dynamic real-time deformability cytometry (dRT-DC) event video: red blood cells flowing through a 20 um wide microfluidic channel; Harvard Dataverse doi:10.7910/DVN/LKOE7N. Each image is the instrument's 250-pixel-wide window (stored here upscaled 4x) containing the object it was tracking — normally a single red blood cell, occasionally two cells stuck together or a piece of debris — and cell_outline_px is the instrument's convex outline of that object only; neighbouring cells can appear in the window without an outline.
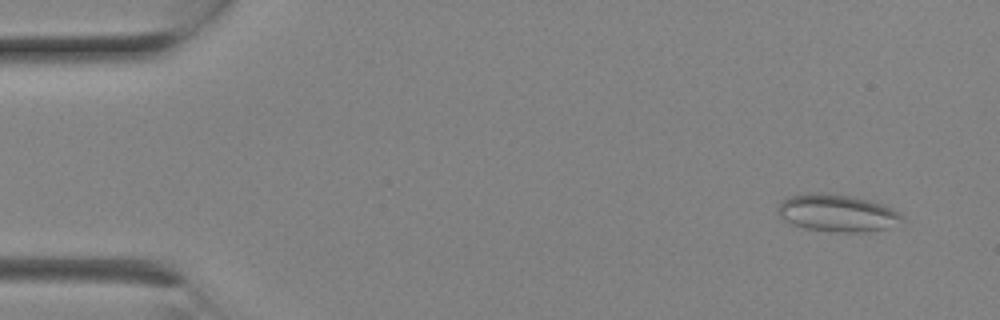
{"species": "Egyptian fruit bat (a non-hibernating species)", "species_latin": "Rousettus aegyptiacus", "temperature_condition": "room temperature", "stored_images_in_passage": 9, "camera_frame_rate_fps": 3000, "um_per_image_px": 0.085, "animal": {"sex": "female"}, "frame": {"image": 1, "passage_image": 2, "time_ms": 0.333, "image_size_px": [1000, 320], "cell_outline_px": [[904, 216], [884, 228], [864, 232], [836, 232], [804, 228], [792, 224], [784, 220], [776, 212], [776, 208], [780, 200], [788, 196], [808, 192], [824, 192], [852, 196], [872, 200], [884, 204], [900, 212]], "centroid_in_image_um": [71.06, 18.07], "position_along_channel_um": 13.9, "area_um2": 27.17}}